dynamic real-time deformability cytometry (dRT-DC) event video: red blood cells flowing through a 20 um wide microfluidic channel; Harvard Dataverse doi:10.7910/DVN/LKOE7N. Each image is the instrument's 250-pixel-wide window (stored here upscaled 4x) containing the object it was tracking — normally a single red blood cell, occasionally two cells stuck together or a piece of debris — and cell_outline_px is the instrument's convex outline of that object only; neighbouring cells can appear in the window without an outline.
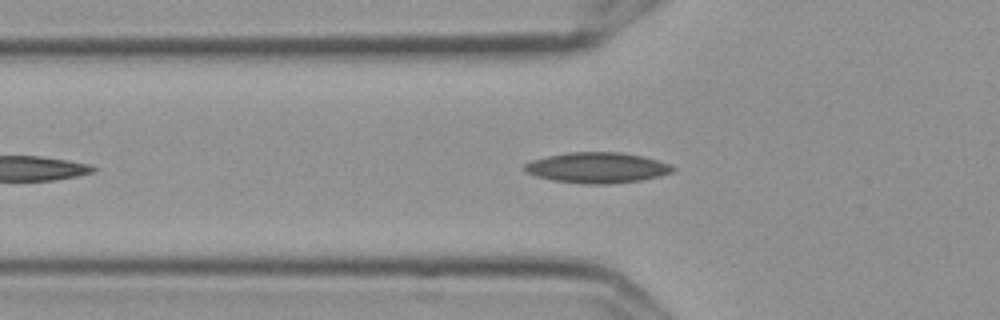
{"species": "Egyptian fruit bat (a non-hibernating species)", "species_latin": "Rousettus aegyptiacus", "temperature_condition": "cold", "stored_images_in_passage": 47, "camera_frame_rate_fps": 3000, "um_per_image_px": 0.085, "frame": {"image": 1, "passage_image": 9, "time_ms": 2.667, "image_size_px": [1000, 320], "cell_outline_px": [[676, 168], [672, 172], [660, 176], [640, 180], [608, 184], [584, 184], [552, 180], [536, 176], [524, 172], [520, 168], [524, 164], [532, 160], [548, 156], [568, 152], [620, 152], [640, 156], [656, 160], [668, 164]], "centroid_in_image_um": [50.69, 14.26], "position_along_channel_um": 75.1, "area_um2": 26.41}}
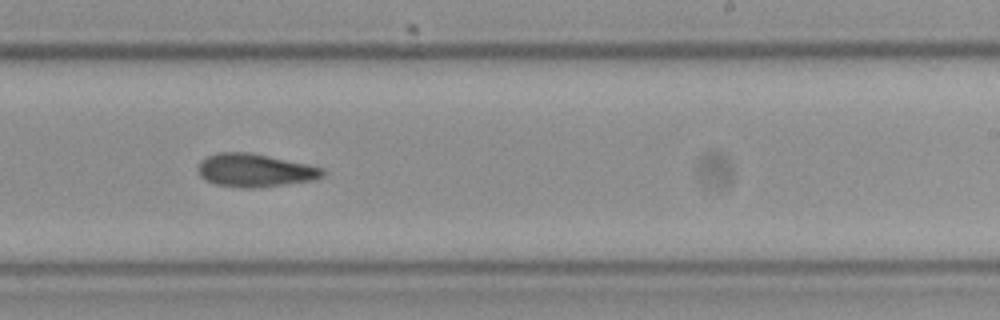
{"frame": {"image": 2, "passage_image": 25, "time_ms": 8.0, "image_size_px": [1000, 320], "cell_outline_px": [[324, 176], [316, 180], [252, 188], [240, 188], [216, 184], [204, 180], [196, 172], [196, 168], [200, 160], [208, 156], [220, 152], [252, 152], [308, 164], [324, 168]], "centroid_in_image_um": [21.64, 14.47], "position_along_channel_um": 267.4, "area_um2": 24.39}}
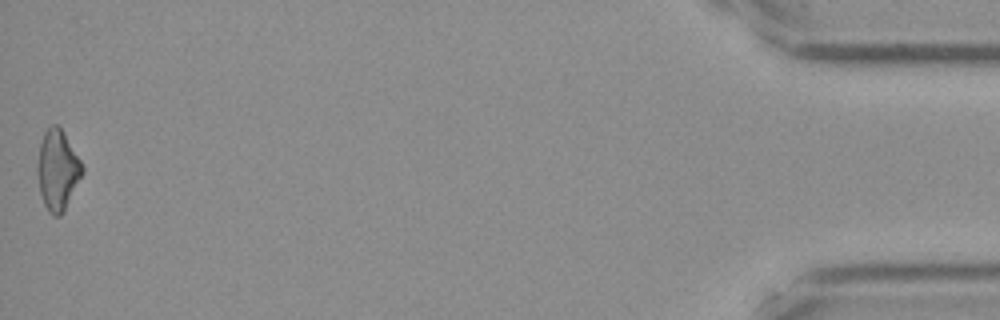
{"frame": {"image": 3, "passage_image": 47, "time_ms": 15.333, "image_size_px": [1000, 320], "cell_outline_px": [[84, 172], [64, 212], [60, 216], [52, 216], [48, 212], [44, 204], [40, 192], [36, 172], [36, 164], [40, 144], [44, 132], [52, 124], [56, 124], [64, 132], [80, 160], [84, 168]], "centroid_in_image_um": [4.88, 14.48], "position_along_channel_um": 430.3, "area_um2": 21.15}}